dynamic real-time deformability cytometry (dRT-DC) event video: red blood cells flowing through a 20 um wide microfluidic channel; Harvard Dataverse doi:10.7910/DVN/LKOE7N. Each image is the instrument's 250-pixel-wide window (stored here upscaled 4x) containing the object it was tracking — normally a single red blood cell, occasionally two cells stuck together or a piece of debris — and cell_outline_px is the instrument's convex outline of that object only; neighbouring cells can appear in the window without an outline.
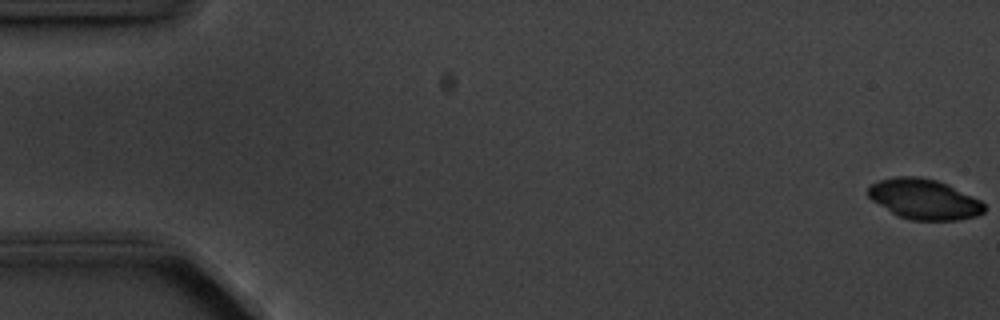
{"species": "common noctule bat (a hibernating species)", "species_latin": "Nyctalus noctula", "temperature_condition": "cold", "stored_images_in_passage": 6, "camera_frame_rate_fps": 3000, "um_per_image_px": 0.085, "animal": {"sex": "male", "body_mass_g": 20.1, "forearm_length_mm": 53.5}, "frame": {"image": 1, "passage_image": 1, "time_ms": 0.0, "image_size_px": [1000, 320], "cell_outline_px": [[984, 212], [976, 216], [956, 220], [912, 220], [896, 216], [872, 200], [868, 196], [868, 188], [872, 184], [880, 180], [896, 176], [916, 176], [936, 180], [948, 184], [980, 200], [984, 204]], "centroid_in_image_um": [78.53, 16.93], "position_along_channel_um": 6.5, "area_um2": 27.17}}
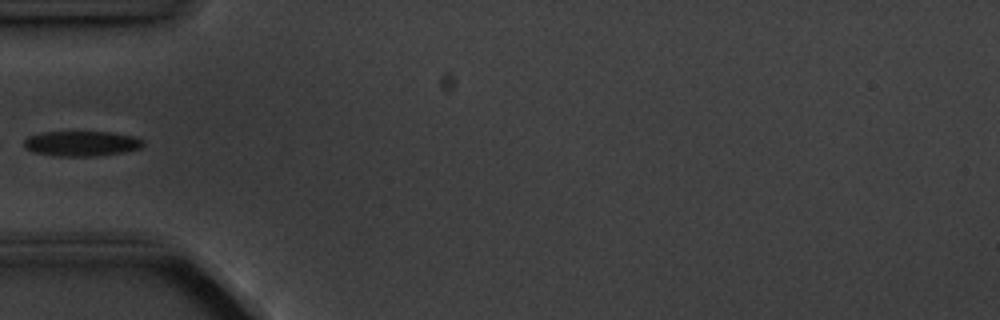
{"frame": {"image": 2, "passage_image": 6, "time_ms": 6.0, "image_size_px": [1000, 320], "cell_outline_px": [[144, 144], [140, 148], [120, 152], [92, 156], [56, 156], [32, 152], [24, 144], [24, 140], [28, 136], [44, 132], [112, 132], [136, 136], [144, 140]], "centroid_in_image_um": [6.94, 12.19], "position_along_channel_um": 78.1, "area_um2": 17.34}}